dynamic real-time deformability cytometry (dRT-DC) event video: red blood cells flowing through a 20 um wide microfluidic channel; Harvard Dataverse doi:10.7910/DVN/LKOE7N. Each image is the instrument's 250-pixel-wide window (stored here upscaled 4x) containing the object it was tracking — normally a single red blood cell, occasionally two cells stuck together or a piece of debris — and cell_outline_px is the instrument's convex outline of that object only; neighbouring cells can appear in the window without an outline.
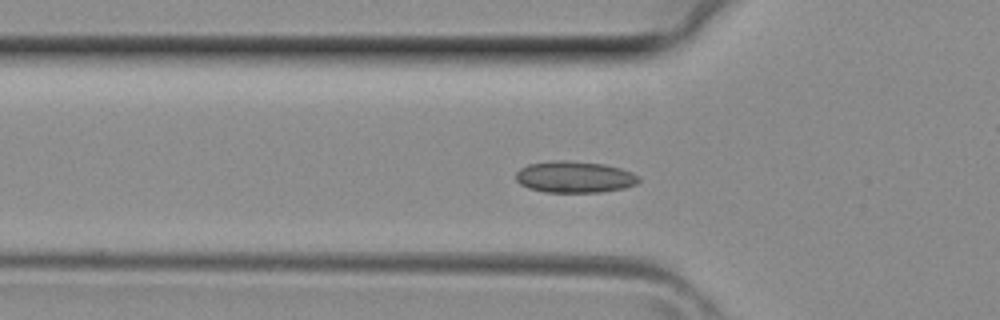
{"species": "common noctule bat (a hibernating species)", "species_latin": "Nyctalus noctula", "temperature_condition": "room temperature", "stored_images_in_passage": 39, "camera_frame_rate_fps": 3000, "um_per_image_px": 0.085, "animal": {"sex": "female", "body_mass_g": 29.2, "forearm_length_mm": 56.3}, "frame": {"image": 1, "passage_image": 11, "time_ms": 3.333, "image_size_px": [1000, 320], "cell_outline_px": [[640, 180], [636, 184], [624, 188], [600, 192], [544, 192], [528, 188], [520, 184], [516, 180], [516, 172], [520, 168], [528, 164], [552, 160], [568, 160], [604, 164], [620, 168], [632, 172], [640, 176]], "centroid_in_image_um": [48.83, 15.03], "position_along_channel_um": 77.0, "area_um2": 22.77}}
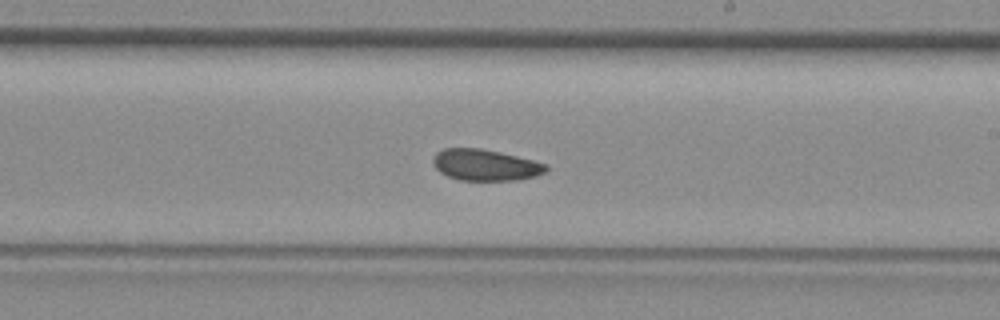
{"frame": {"image": 2, "passage_image": 21, "time_ms": 6.667, "image_size_px": [1000, 320], "cell_outline_px": [[548, 168], [544, 172], [536, 176], [516, 180], [460, 180], [448, 176], [440, 172], [432, 164], [432, 156], [436, 152], [444, 148], [480, 148], [500, 152], [548, 164]], "centroid_in_image_um": [41.22, 14.02], "position_along_channel_um": 247.8, "area_um2": 20.63}}
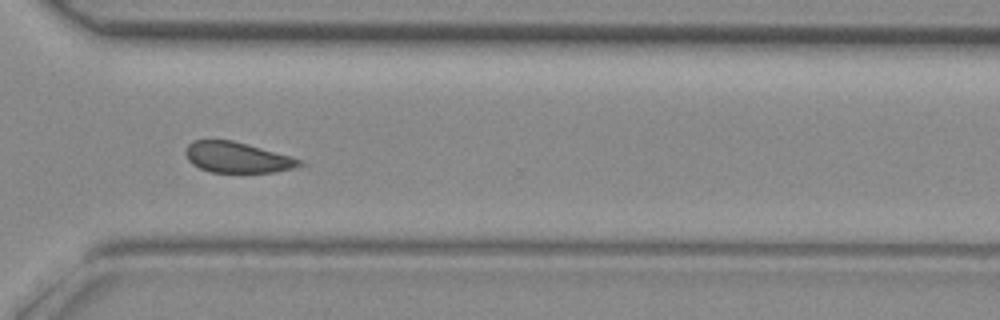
{"frame": {"image": 3, "passage_image": 27, "time_ms": 8.667, "image_size_px": [1000, 320], "cell_outline_px": [[308, 164], [292, 168], [272, 172], [212, 172], [200, 168], [192, 164], [188, 160], [184, 152], [188, 144], [192, 140], [232, 140], [248, 144], [292, 156], [304, 160]], "centroid_in_image_um": [20.2, 13.37], "position_along_channel_um": 350.4, "area_um2": 20.52}}